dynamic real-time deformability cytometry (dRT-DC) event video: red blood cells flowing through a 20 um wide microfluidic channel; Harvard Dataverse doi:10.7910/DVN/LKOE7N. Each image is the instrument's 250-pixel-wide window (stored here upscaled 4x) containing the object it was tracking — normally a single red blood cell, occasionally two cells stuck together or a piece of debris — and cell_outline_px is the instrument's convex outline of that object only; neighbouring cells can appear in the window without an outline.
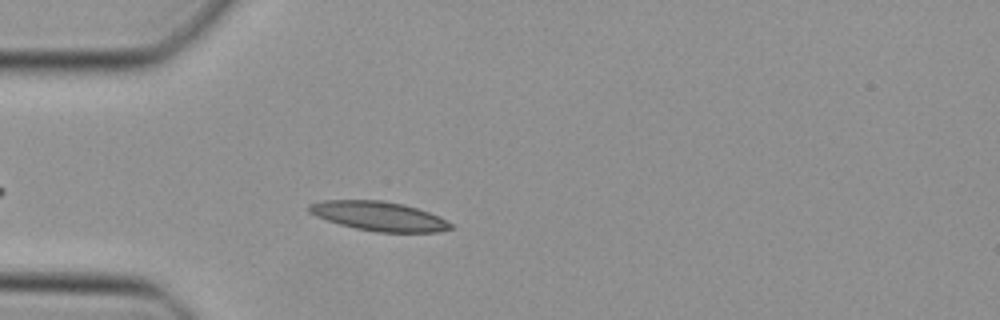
{"species": "Egyptian fruit bat (a non-hibernating species)", "species_latin": "Rousettus aegyptiacus", "temperature_condition": "cold", "stored_images_in_passage": 37, "camera_frame_rate_fps": 3000, "um_per_image_px": 0.085, "animal": {"sex": "female"}, "frame": {"image": 1, "passage_image": 6, "time_ms": 1.667, "image_size_px": [1000, 320], "cell_outline_px": [[452, 228], [436, 232], [376, 232], [356, 228], [340, 224], [316, 216], [308, 212], [308, 204], [324, 200], [380, 200], [404, 204], [440, 216], [452, 224]], "centroid_in_image_um": [32.2, 18.37], "position_along_channel_um": 52.8, "area_um2": 24.04}}
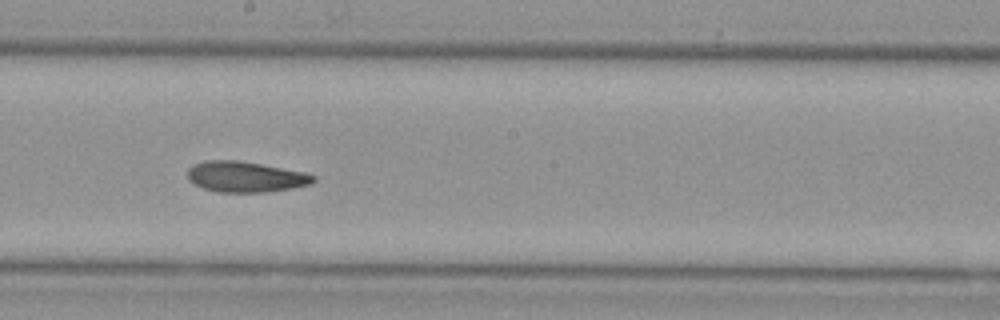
{"frame": {"image": 2, "passage_image": 19, "time_ms": 6.0, "image_size_px": [1000, 320], "cell_outline_px": [[316, 180], [312, 184], [292, 188], [264, 192], [216, 192], [204, 188], [188, 180], [188, 168], [192, 164], [204, 160], [236, 160], [260, 164], [304, 172], [316, 176]], "centroid_in_image_um": [20.85, 15.02], "position_along_channel_um": 227.3, "area_um2": 22.48}}
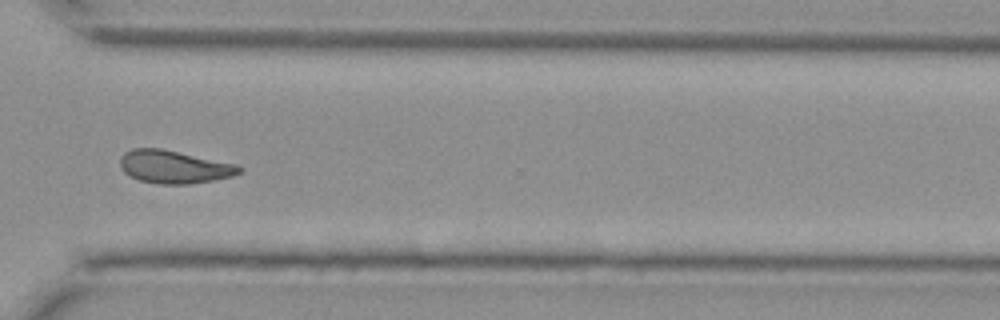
{"frame": {"image": 3, "passage_image": 28, "time_ms": 9.0, "image_size_px": [1000, 320], "cell_outline_px": [[244, 168], [240, 172], [232, 176], [212, 180], [188, 184], [160, 184], [140, 180], [128, 176], [120, 168], [120, 156], [124, 152], [132, 148], [160, 148], [236, 164]], "centroid_in_image_um": [14.75, 14.18], "position_along_channel_um": 355.8, "area_um2": 22.83}}